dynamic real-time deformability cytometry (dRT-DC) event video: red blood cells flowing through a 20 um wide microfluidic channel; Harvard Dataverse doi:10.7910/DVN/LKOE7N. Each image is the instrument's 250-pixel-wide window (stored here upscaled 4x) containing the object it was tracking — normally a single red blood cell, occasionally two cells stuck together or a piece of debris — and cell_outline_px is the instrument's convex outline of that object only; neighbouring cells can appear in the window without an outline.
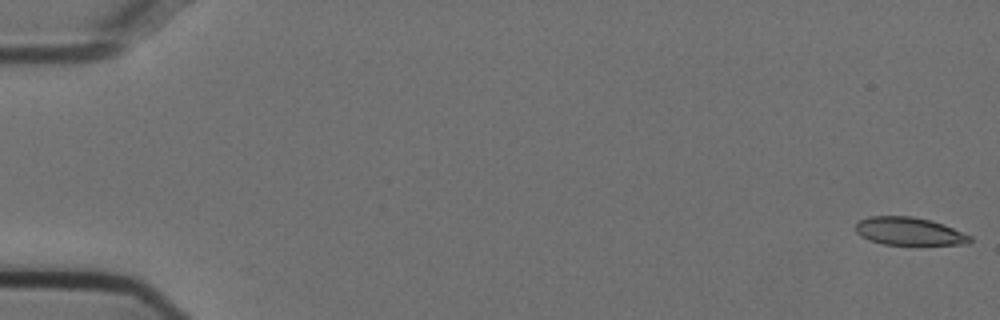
{"species": "Egyptian fruit bat (a non-hibernating species)", "species_latin": "Rousettus aegyptiacus", "temperature_condition": "cold", "stored_images_in_passage": 38, "camera_frame_rate_fps": 3000, "um_per_image_px": 0.085, "animal": {"sex": "female"}, "frame": {"image": 1, "passage_image": 1, "time_ms": 0.0, "image_size_px": [1000, 320], "cell_outline_px": [[972, 240], [968, 244], [884, 244], [868, 240], [860, 236], [856, 232], [856, 224], [860, 220], [868, 216], [912, 216], [932, 220], [972, 236]], "centroid_in_image_um": [77.25, 19.65], "position_along_channel_um": 7.7, "area_um2": 18.5}}
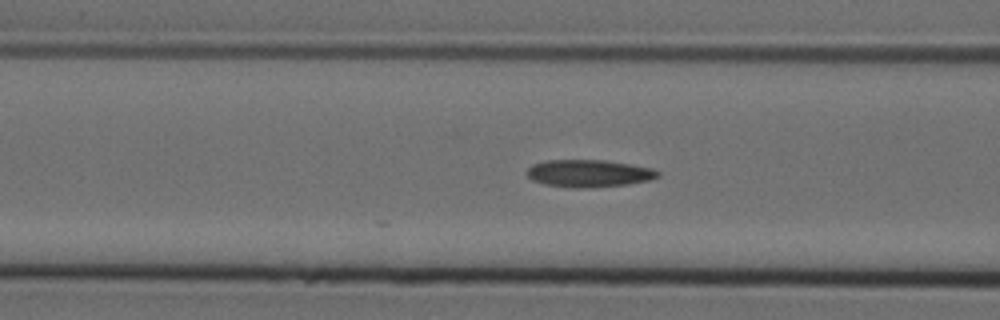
{"frame": {"image": 2, "passage_image": 22, "time_ms": 7.0, "image_size_px": [1000, 320], "cell_outline_px": [[660, 176], [652, 180], [628, 184], [584, 188], [576, 188], [544, 184], [532, 180], [524, 172], [532, 164], [544, 160], [604, 160], [652, 168], [660, 172]], "centroid_in_image_um": [50.04, 14.73], "position_along_channel_um": 116.6, "area_um2": 20.98}}
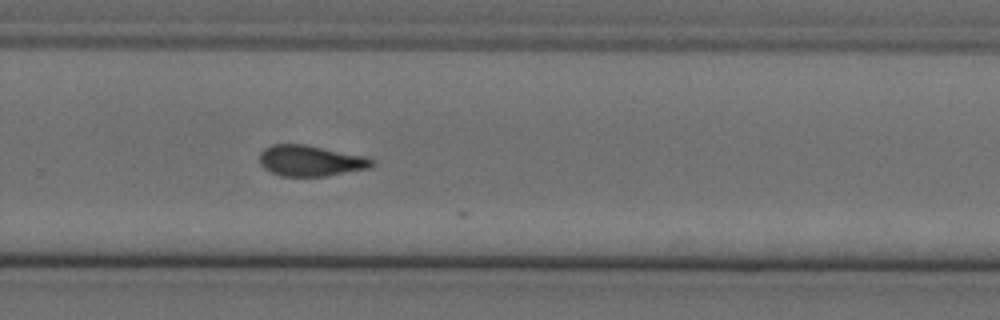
{"frame": {"image": 3, "passage_image": 37, "time_ms": 12.0, "image_size_px": [1000, 320], "cell_outline_px": [[372, 164], [368, 168], [324, 176], [280, 176], [264, 168], [260, 164], [260, 152], [264, 148], [272, 144], [304, 144], [372, 156]], "centroid_in_image_um": [26.4, 13.64], "position_along_channel_um": 303.4, "area_um2": 20.35}}